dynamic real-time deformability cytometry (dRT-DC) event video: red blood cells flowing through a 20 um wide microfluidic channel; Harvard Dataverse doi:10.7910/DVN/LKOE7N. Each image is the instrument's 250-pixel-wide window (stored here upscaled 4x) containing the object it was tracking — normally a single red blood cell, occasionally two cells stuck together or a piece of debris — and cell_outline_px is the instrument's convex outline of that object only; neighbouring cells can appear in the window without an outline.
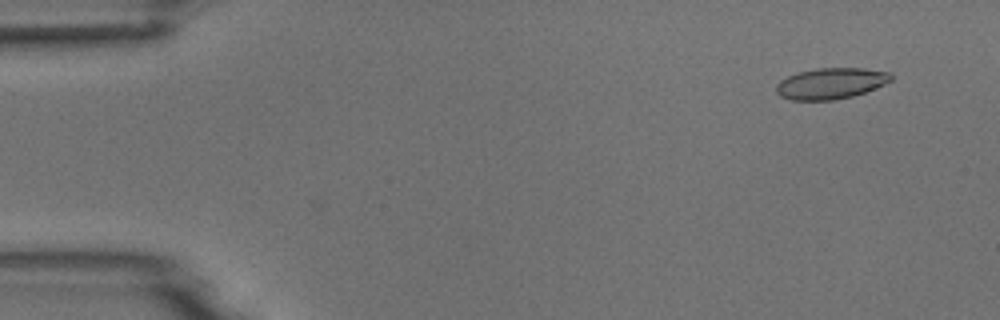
{"species": "common noctule bat (a hibernating species)", "species_latin": "Nyctalus noctula", "temperature_condition": "room temperature", "stored_images_in_passage": 8, "camera_frame_rate_fps": 3000, "um_per_image_px": 0.085, "animal": {"sex": "male", "body_mass_g": 18.8}, "frame": {"image": 1, "passage_image": 1, "time_ms": 0.0, "image_size_px": [1000, 320], "cell_outline_px": [[892, 80], [884, 84], [864, 92], [852, 96], [832, 100], [792, 100], [780, 96], [776, 92], [776, 84], [780, 80], [796, 72], [816, 68], [864, 68], [892, 72]], "centroid_in_image_um": [70.61, 7.08], "position_along_channel_um": 14.4, "area_um2": 20.87}}
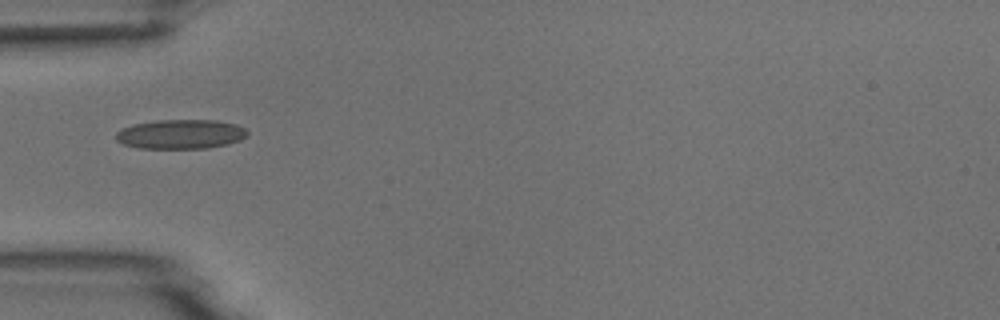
{"frame": {"image": 2, "passage_image": 4, "time_ms": 4.333, "image_size_px": [1000, 320], "cell_outline_px": [[248, 132], [240, 140], [228, 144], [208, 148], [136, 148], [124, 144], [116, 140], [116, 132], [132, 124], [156, 120], [216, 120], [236, 124], [244, 128]], "centroid_in_image_um": [15.34, 11.4], "position_along_channel_um": 69.7, "area_um2": 22.48}}
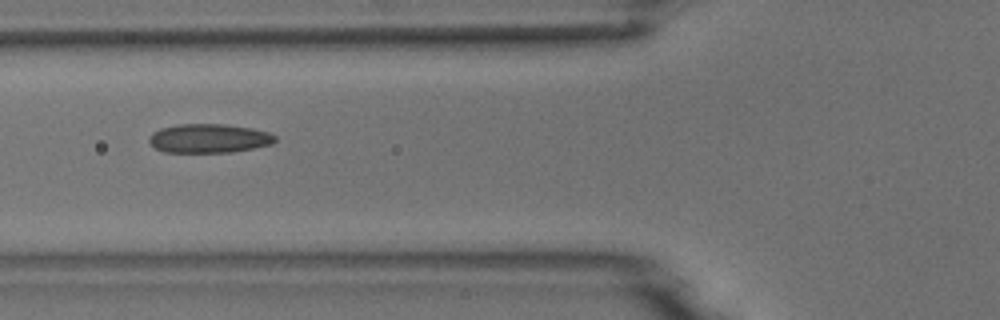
{"frame": {"image": 3, "passage_image": 5, "time_ms": 5.333, "image_size_px": [1000, 320], "cell_outline_px": [[276, 140], [272, 144], [232, 152], [164, 152], [156, 148], [148, 140], [148, 136], [152, 132], [160, 128], [180, 124], [224, 124], [252, 128], [268, 132], [276, 136]], "centroid_in_image_um": [17.75, 11.75], "position_along_channel_um": 108.1, "area_um2": 21.27}}